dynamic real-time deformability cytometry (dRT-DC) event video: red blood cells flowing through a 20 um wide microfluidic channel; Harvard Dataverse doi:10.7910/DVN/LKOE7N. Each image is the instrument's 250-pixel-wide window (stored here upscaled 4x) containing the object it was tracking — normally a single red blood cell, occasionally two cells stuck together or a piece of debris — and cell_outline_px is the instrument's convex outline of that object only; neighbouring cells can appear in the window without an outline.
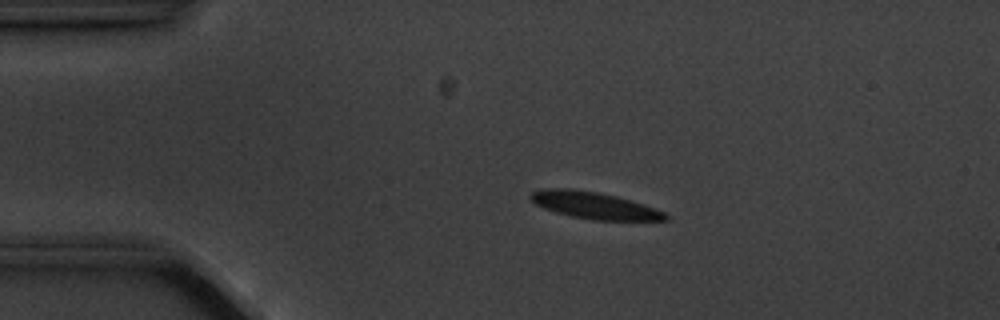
{"species": "common noctule bat (a hibernating species)", "species_latin": "Nyctalus noctula", "temperature_condition": "cold", "stored_images_in_passage": 5, "camera_frame_rate_fps": 3000, "um_per_image_px": 0.085, "animal": {"sex": "male", "body_mass_g": 20.1, "forearm_length_mm": 53.5}, "frame": {"image": 1, "passage_image": 4, "time_ms": 3.333, "image_size_px": [1000, 320], "cell_outline_px": [[668, 220], [592, 220], [572, 216], [556, 212], [544, 208], [536, 204], [528, 196], [532, 192], [540, 188], [572, 188], [600, 192], [616, 196], [664, 212], [668, 216]], "centroid_in_image_um": [50.44, 17.44], "position_along_channel_um": 34.6, "area_um2": 20.87}}